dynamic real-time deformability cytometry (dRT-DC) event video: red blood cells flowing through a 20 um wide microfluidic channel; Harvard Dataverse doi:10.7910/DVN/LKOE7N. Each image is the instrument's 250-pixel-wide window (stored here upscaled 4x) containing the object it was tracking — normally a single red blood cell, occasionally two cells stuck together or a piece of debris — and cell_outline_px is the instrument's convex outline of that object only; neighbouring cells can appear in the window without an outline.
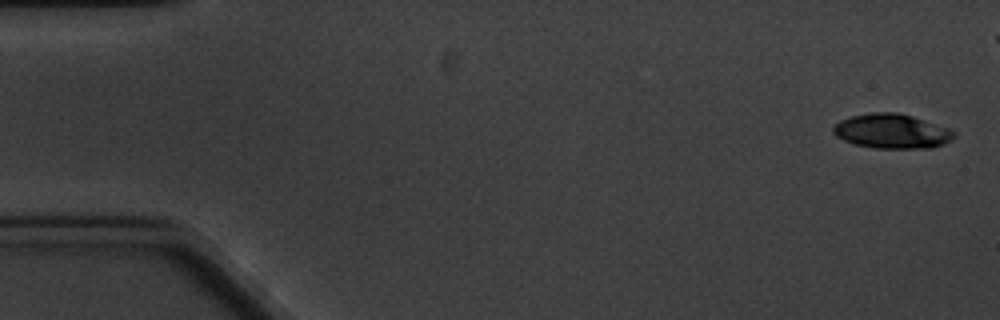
{"species": "common noctule bat (a hibernating species)", "species_latin": "Nyctalus noctula", "temperature_condition": "cold", "stored_images_in_passage": 8, "camera_frame_rate_fps": 3000, "um_per_image_px": 0.085, "animal": {"sex": "male", "body_mass_g": 20.1, "forearm_length_mm": 53.5}, "frame": {"image": 1, "passage_image": 1, "time_ms": 0.0, "image_size_px": [1000, 320], "cell_outline_px": [[956, 136], [944, 144], [932, 148], [876, 148], [856, 144], [844, 140], [836, 136], [832, 132], [832, 128], [840, 120], [852, 116], [872, 112], [896, 112], [912, 116], [948, 128], [956, 132]], "centroid_in_image_um": [75.81, 11.15], "position_along_channel_um": 9.2, "area_um2": 24.22}}